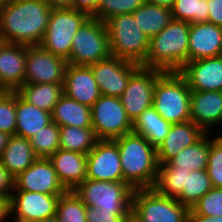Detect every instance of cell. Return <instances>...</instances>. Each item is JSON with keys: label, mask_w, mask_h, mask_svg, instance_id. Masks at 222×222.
I'll return each mask as SVG.
<instances>
[{"label": "cell", "mask_w": 222, "mask_h": 222, "mask_svg": "<svg viewBox=\"0 0 222 222\" xmlns=\"http://www.w3.org/2000/svg\"><path fill=\"white\" fill-rule=\"evenodd\" d=\"M4 43L3 38L0 36V47Z\"/></svg>", "instance_id": "obj_52"}, {"label": "cell", "mask_w": 222, "mask_h": 222, "mask_svg": "<svg viewBox=\"0 0 222 222\" xmlns=\"http://www.w3.org/2000/svg\"><path fill=\"white\" fill-rule=\"evenodd\" d=\"M101 95L120 97L141 65L109 56L90 65Z\"/></svg>", "instance_id": "obj_13"}, {"label": "cell", "mask_w": 222, "mask_h": 222, "mask_svg": "<svg viewBox=\"0 0 222 222\" xmlns=\"http://www.w3.org/2000/svg\"><path fill=\"white\" fill-rule=\"evenodd\" d=\"M89 18L87 13L72 8L52 9L47 29L39 45L67 60L76 32Z\"/></svg>", "instance_id": "obj_7"}, {"label": "cell", "mask_w": 222, "mask_h": 222, "mask_svg": "<svg viewBox=\"0 0 222 222\" xmlns=\"http://www.w3.org/2000/svg\"><path fill=\"white\" fill-rule=\"evenodd\" d=\"M8 219L11 220L10 197L0 196V222L8 221Z\"/></svg>", "instance_id": "obj_45"}, {"label": "cell", "mask_w": 222, "mask_h": 222, "mask_svg": "<svg viewBox=\"0 0 222 222\" xmlns=\"http://www.w3.org/2000/svg\"><path fill=\"white\" fill-rule=\"evenodd\" d=\"M132 209L143 222H189L190 208L153 188L134 189Z\"/></svg>", "instance_id": "obj_9"}, {"label": "cell", "mask_w": 222, "mask_h": 222, "mask_svg": "<svg viewBox=\"0 0 222 222\" xmlns=\"http://www.w3.org/2000/svg\"><path fill=\"white\" fill-rule=\"evenodd\" d=\"M52 8L45 0L0 2V36L5 43L39 45Z\"/></svg>", "instance_id": "obj_1"}, {"label": "cell", "mask_w": 222, "mask_h": 222, "mask_svg": "<svg viewBox=\"0 0 222 222\" xmlns=\"http://www.w3.org/2000/svg\"><path fill=\"white\" fill-rule=\"evenodd\" d=\"M125 215H117L114 211L99 210V208H87V222H123Z\"/></svg>", "instance_id": "obj_41"}, {"label": "cell", "mask_w": 222, "mask_h": 222, "mask_svg": "<svg viewBox=\"0 0 222 222\" xmlns=\"http://www.w3.org/2000/svg\"><path fill=\"white\" fill-rule=\"evenodd\" d=\"M48 159L66 190H74L86 179L87 154L59 148Z\"/></svg>", "instance_id": "obj_22"}, {"label": "cell", "mask_w": 222, "mask_h": 222, "mask_svg": "<svg viewBox=\"0 0 222 222\" xmlns=\"http://www.w3.org/2000/svg\"><path fill=\"white\" fill-rule=\"evenodd\" d=\"M60 195L13 191L10 197L12 222H31L56 216Z\"/></svg>", "instance_id": "obj_14"}, {"label": "cell", "mask_w": 222, "mask_h": 222, "mask_svg": "<svg viewBox=\"0 0 222 222\" xmlns=\"http://www.w3.org/2000/svg\"><path fill=\"white\" fill-rule=\"evenodd\" d=\"M190 171L159 164L153 189L160 195L177 198L185 186L186 173Z\"/></svg>", "instance_id": "obj_32"}, {"label": "cell", "mask_w": 222, "mask_h": 222, "mask_svg": "<svg viewBox=\"0 0 222 222\" xmlns=\"http://www.w3.org/2000/svg\"><path fill=\"white\" fill-rule=\"evenodd\" d=\"M86 178L123 181L119 149L113 140H98L87 154Z\"/></svg>", "instance_id": "obj_16"}, {"label": "cell", "mask_w": 222, "mask_h": 222, "mask_svg": "<svg viewBox=\"0 0 222 222\" xmlns=\"http://www.w3.org/2000/svg\"><path fill=\"white\" fill-rule=\"evenodd\" d=\"M190 117L205 133L222 125V91H191Z\"/></svg>", "instance_id": "obj_19"}, {"label": "cell", "mask_w": 222, "mask_h": 222, "mask_svg": "<svg viewBox=\"0 0 222 222\" xmlns=\"http://www.w3.org/2000/svg\"><path fill=\"white\" fill-rule=\"evenodd\" d=\"M189 222H222L221 216L189 215Z\"/></svg>", "instance_id": "obj_46"}, {"label": "cell", "mask_w": 222, "mask_h": 222, "mask_svg": "<svg viewBox=\"0 0 222 222\" xmlns=\"http://www.w3.org/2000/svg\"><path fill=\"white\" fill-rule=\"evenodd\" d=\"M110 55L105 22L90 17L76 32L67 61L71 65L90 66Z\"/></svg>", "instance_id": "obj_8"}, {"label": "cell", "mask_w": 222, "mask_h": 222, "mask_svg": "<svg viewBox=\"0 0 222 222\" xmlns=\"http://www.w3.org/2000/svg\"><path fill=\"white\" fill-rule=\"evenodd\" d=\"M52 121L59 127L92 128L91 108L63 94L51 112Z\"/></svg>", "instance_id": "obj_26"}, {"label": "cell", "mask_w": 222, "mask_h": 222, "mask_svg": "<svg viewBox=\"0 0 222 222\" xmlns=\"http://www.w3.org/2000/svg\"><path fill=\"white\" fill-rule=\"evenodd\" d=\"M16 92L27 103L50 113L64 94L63 84L52 83H24Z\"/></svg>", "instance_id": "obj_28"}, {"label": "cell", "mask_w": 222, "mask_h": 222, "mask_svg": "<svg viewBox=\"0 0 222 222\" xmlns=\"http://www.w3.org/2000/svg\"><path fill=\"white\" fill-rule=\"evenodd\" d=\"M14 179L0 162V196L11 197L14 190Z\"/></svg>", "instance_id": "obj_42"}, {"label": "cell", "mask_w": 222, "mask_h": 222, "mask_svg": "<svg viewBox=\"0 0 222 222\" xmlns=\"http://www.w3.org/2000/svg\"><path fill=\"white\" fill-rule=\"evenodd\" d=\"M68 61L40 45L27 46L24 83L64 84Z\"/></svg>", "instance_id": "obj_12"}, {"label": "cell", "mask_w": 222, "mask_h": 222, "mask_svg": "<svg viewBox=\"0 0 222 222\" xmlns=\"http://www.w3.org/2000/svg\"><path fill=\"white\" fill-rule=\"evenodd\" d=\"M27 45L3 43L0 47V90L16 91L24 84Z\"/></svg>", "instance_id": "obj_18"}, {"label": "cell", "mask_w": 222, "mask_h": 222, "mask_svg": "<svg viewBox=\"0 0 222 222\" xmlns=\"http://www.w3.org/2000/svg\"><path fill=\"white\" fill-rule=\"evenodd\" d=\"M92 128L98 140H114L133 132L119 97L101 95L91 107Z\"/></svg>", "instance_id": "obj_10"}, {"label": "cell", "mask_w": 222, "mask_h": 222, "mask_svg": "<svg viewBox=\"0 0 222 222\" xmlns=\"http://www.w3.org/2000/svg\"><path fill=\"white\" fill-rule=\"evenodd\" d=\"M171 125L151 106L135 119L133 132L145 137L157 148L167 136Z\"/></svg>", "instance_id": "obj_30"}, {"label": "cell", "mask_w": 222, "mask_h": 222, "mask_svg": "<svg viewBox=\"0 0 222 222\" xmlns=\"http://www.w3.org/2000/svg\"><path fill=\"white\" fill-rule=\"evenodd\" d=\"M189 29L188 22L173 19L149 39L147 58L142 67L179 72L189 62Z\"/></svg>", "instance_id": "obj_3"}, {"label": "cell", "mask_w": 222, "mask_h": 222, "mask_svg": "<svg viewBox=\"0 0 222 222\" xmlns=\"http://www.w3.org/2000/svg\"><path fill=\"white\" fill-rule=\"evenodd\" d=\"M179 73L191 91H222V55L189 61Z\"/></svg>", "instance_id": "obj_17"}, {"label": "cell", "mask_w": 222, "mask_h": 222, "mask_svg": "<svg viewBox=\"0 0 222 222\" xmlns=\"http://www.w3.org/2000/svg\"><path fill=\"white\" fill-rule=\"evenodd\" d=\"M222 55V27L210 22L190 24L189 61Z\"/></svg>", "instance_id": "obj_21"}, {"label": "cell", "mask_w": 222, "mask_h": 222, "mask_svg": "<svg viewBox=\"0 0 222 222\" xmlns=\"http://www.w3.org/2000/svg\"><path fill=\"white\" fill-rule=\"evenodd\" d=\"M212 133H205L195 144L182 149L166 165L184 170H204L208 166Z\"/></svg>", "instance_id": "obj_27"}, {"label": "cell", "mask_w": 222, "mask_h": 222, "mask_svg": "<svg viewBox=\"0 0 222 222\" xmlns=\"http://www.w3.org/2000/svg\"><path fill=\"white\" fill-rule=\"evenodd\" d=\"M208 1V22L222 27V0Z\"/></svg>", "instance_id": "obj_43"}, {"label": "cell", "mask_w": 222, "mask_h": 222, "mask_svg": "<svg viewBox=\"0 0 222 222\" xmlns=\"http://www.w3.org/2000/svg\"><path fill=\"white\" fill-rule=\"evenodd\" d=\"M211 137V147L208 156L207 172L212 186L222 188V138L219 134Z\"/></svg>", "instance_id": "obj_40"}, {"label": "cell", "mask_w": 222, "mask_h": 222, "mask_svg": "<svg viewBox=\"0 0 222 222\" xmlns=\"http://www.w3.org/2000/svg\"><path fill=\"white\" fill-rule=\"evenodd\" d=\"M87 208L114 211L126 215L132 209L134 189L123 181L85 179L74 190Z\"/></svg>", "instance_id": "obj_6"}, {"label": "cell", "mask_w": 222, "mask_h": 222, "mask_svg": "<svg viewBox=\"0 0 222 222\" xmlns=\"http://www.w3.org/2000/svg\"><path fill=\"white\" fill-rule=\"evenodd\" d=\"M146 2L172 9L175 0H146Z\"/></svg>", "instance_id": "obj_49"}, {"label": "cell", "mask_w": 222, "mask_h": 222, "mask_svg": "<svg viewBox=\"0 0 222 222\" xmlns=\"http://www.w3.org/2000/svg\"><path fill=\"white\" fill-rule=\"evenodd\" d=\"M86 210L87 207L74 191L67 190L59 197L56 218L59 222H87Z\"/></svg>", "instance_id": "obj_36"}, {"label": "cell", "mask_w": 222, "mask_h": 222, "mask_svg": "<svg viewBox=\"0 0 222 222\" xmlns=\"http://www.w3.org/2000/svg\"><path fill=\"white\" fill-rule=\"evenodd\" d=\"M51 122L50 112L27 103L16 92V136L30 139Z\"/></svg>", "instance_id": "obj_25"}, {"label": "cell", "mask_w": 222, "mask_h": 222, "mask_svg": "<svg viewBox=\"0 0 222 222\" xmlns=\"http://www.w3.org/2000/svg\"><path fill=\"white\" fill-rule=\"evenodd\" d=\"M31 222H59L56 218V216L47 218V219H42V220H37V221H31Z\"/></svg>", "instance_id": "obj_51"}, {"label": "cell", "mask_w": 222, "mask_h": 222, "mask_svg": "<svg viewBox=\"0 0 222 222\" xmlns=\"http://www.w3.org/2000/svg\"><path fill=\"white\" fill-rule=\"evenodd\" d=\"M9 137L10 135L0 131V157L7 146Z\"/></svg>", "instance_id": "obj_50"}, {"label": "cell", "mask_w": 222, "mask_h": 222, "mask_svg": "<svg viewBox=\"0 0 222 222\" xmlns=\"http://www.w3.org/2000/svg\"><path fill=\"white\" fill-rule=\"evenodd\" d=\"M37 158L29 139L13 135L9 137L7 146L0 157V162L16 178L30 167Z\"/></svg>", "instance_id": "obj_24"}, {"label": "cell", "mask_w": 222, "mask_h": 222, "mask_svg": "<svg viewBox=\"0 0 222 222\" xmlns=\"http://www.w3.org/2000/svg\"><path fill=\"white\" fill-rule=\"evenodd\" d=\"M13 191L63 195L67 190L59 181L51 161L48 158H37L30 167L14 179Z\"/></svg>", "instance_id": "obj_15"}, {"label": "cell", "mask_w": 222, "mask_h": 222, "mask_svg": "<svg viewBox=\"0 0 222 222\" xmlns=\"http://www.w3.org/2000/svg\"><path fill=\"white\" fill-rule=\"evenodd\" d=\"M162 70L140 67L129 79L127 87L119 97L132 122L147 108L153 106L154 88Z\"/></svg>", "instance_id": "obj_11"}, {"label": "cell", "mask_w": 222, "mask_h": 222, "mask_svg": "<svg viewBox=\"0 0 222 222\" xmlns=\"http://www.w3.org/2000/svg\"><path fill=\"white\" fill-rule=\"evenodd\" d=\"M143 33L150 39L162 31L172 20V9L145 2L133 12Z\"/></svg>", "instance_id": "obj_29"}, {"label": "cell", "mask_w": 222, "mask_h": 222, "mask_svg": "<svg viewBox=\"0 0 222 222\" xmlns=\"http://www.w3.org/2000/svg\"><path fill=\"white\" fill-rule=\"evenodd\" d=\"M191 89L179 72H164L155 83L153 107L170 124L191 121Z\"/></svg>", "instance_id": "obj_5"}, {"label": "cell", "mask_w": 222, "mask_h": 222, "mask_svg": "<svg viewBox=\"0 0 222 222\" xmlns=\"http://www.w3.org/2000/svg\"><path fill=\"white\" fill-rule=\"evenodd\" d=\"M113 141L119 149L123 182L133 189L153 188L159 168L156 148L134 132Z\"/></svg>", "instance_id": "obj_2"}, {"label": "cell", "mask_w": 222, "mask_h": 222, "mask_svg": "<svg viewBox=\"0 0 222 222\" xmlns=\"http://www.w3.org/2000/svg\"><path fill=\"white\" fill-rule=\"evenodd\" d=\"M207 0H175L172 7V17L175 20L188 22L189 24L208 21Z\"/></svg>", "instance_id": "obj_35"}, {"label": "cell", "mask_w": 222, "mask_h": 222, "mask_svg": "<svg viewBox=\"0 0 222 222\" xmlns=\"http://www.w3.org/2000/svg\"><path fill=\"white\" fill-rule=\"evenodd\" d=\"M63 92L67 97L90 108L101 96L91 67L86 65L68 64Z\"/></svg>", "instance_id": "obj_20"}, {"label": "cell", "mask_w": 222, "mask_h": 222, "mask_svg": "<svg viewBox=\"0 0 222 222\" xmlns=\"http://www.w3.org/2000/svg\"><path fill=\"white\" fill-rule=\"evenodd\" d=\"M204 134L192 121L172 124L167 136L156 148L158 164H166L182 149L195 144Z\"/></svg>", "instance_id": "obj_23"}, {"label": "cell", "mask_w": 222, "mask_h": 222, "mask_svg": "<svg viewBox=\"0 0 222 222\" xmlns=\"http://www.w3.org/2000/svg\"><path fill=\"white\" fill-rule=\"evenodd\" d=\"M123 222H143L139 215L131 209L123 219Z\"/></svg>", "instance_id": "obj_48"}, {"label": "cell", "mask_w": 222, "mask_h": 222, "mask_svg": "<svg viewBox=\"0 0 222 222\" xmlns=\"http://www.w3.org/2000/svg\"><path fill=\"white\" fill-rule=\"evenodd\" d=\"M145 2L146 0H100L92 18L105 22L110 17L133 13Z\"/></svg>", "instance_id": "obj_37"}, {"label": "cell", "mask_w": 222, "mask_h": 222, "mask_svg": "<svg viewBox=\"0 0 222 222\" xmlns=\"http://www.w3.org/2000/svg\"><path fill=\"white\" fill-rule=\"evenodd\" d=\"M0 131L10 136L16 132V91L0 90Z\"/></svg>", "instance_id": "obj_38"}, {"label": "cell", "mask_w": 222, "mask_h": 222, "mask_svg": "<svg viewBox=\"0 0 222 222\" xmlns=\"http://www.w3.org/2000/svg\"><path fill=\"white\" fill-rule=\"evenodd\" d=\"M73 0H45L52 9L71 8Z\"/></svg>", "instance_id": "obj_47"}, {"label": "cell", "mask_w": 222, "mask_h": 222, "mask_svg": "<svg viewBox=\"0 0 222 222\" xmlns=\"http://www.w3.org/2000/svg\"><path fill=\"white\" fill-rule=\"evenodd\" d=\"M105 24L111 56L142 66L146 62L149 38L139 27L133 13L110 17Z\"/></svg>", "instance_id": "obj_4"}, {"label": "cell", "mask_w": 222, "mask_h": 222, "mask_svg": "<svg viewBox=\"0 0 222 222\" xmlns=\"http://www.w3.org/2000/svg\"><path fill=\"white\" fill-rule=\"evenodd\" d=\"M98 141L93 128L60 127L59 148L88 154Z\"/></svg>", "instance_id": "obj_31"}, {"label": "cell", "mask_w": 222, "mask_h": 222, "mask_svg": "<svg viewBox=\"0 0 222 222\" xmlns=\"http://www.w3.org/2000/svg\"><path fill=\"white\" fill-rule=\"evenodd\" d=\"M189 215L221 216L222 188L212 187L191 207Z\"/></svg>", "instance_id": "obj_39"}, {"label": "cell", "mask_w": 222, "mask_h": 222, "mask_svg": "<svg viewBox=\"0 0 222 222\" xmlns=\"http://www.w3.org/2000/svg\"><path fill=\"white\" fill-rule=\"evenodd\" d=\"M60 127L53 121L34 134L30 145L38 158H49L59 149Z\"/></svg>", "instance_id": "obj_34"}, {"label": "cell", "mask_w": 222, "mask_h": 222, "mask_svg": "<svg viewBox=\"0 0 222 222\" xmlns=\"http://www.w3.org/2000/svg\"><path fill=\"white\" fill-rule=\"evenodd\" d=\"M100 0H73L71 8L77 11L87 13L90 17L96 14V8L98 7Z\"/></svg>", "instance_id": "obj_44"}, {"label": "cell", "mask_w": 222, "mask_h": 222, "mask_svg": "<svg viewBox=\"0 0 222 222\" xmlns=\"http://www.w3.org/2000/svg\"><path fill=\"white\" fill-rule=\"evenodd\" d=\"M206 169L186 173L185 186L176 198L181 204L191 207L212 188Z\"/></svg>", "instance_id": "obj_33"}]
</instances>
